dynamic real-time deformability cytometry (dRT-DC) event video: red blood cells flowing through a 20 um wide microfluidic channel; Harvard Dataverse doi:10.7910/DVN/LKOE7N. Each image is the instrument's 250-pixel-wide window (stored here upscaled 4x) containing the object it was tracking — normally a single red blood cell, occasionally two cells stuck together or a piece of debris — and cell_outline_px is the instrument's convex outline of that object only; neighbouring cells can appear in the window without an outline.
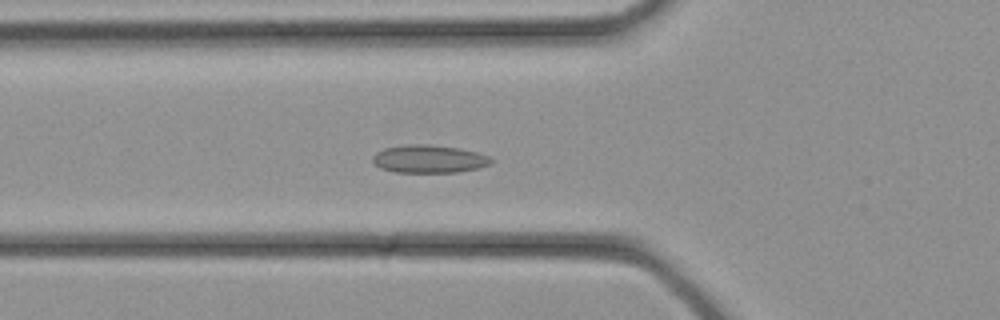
{"species": "common noctule bat (a hibernating species)", "species_latin": "Nyctalus noctula", "temperature_condition": "cold", "stored_images_in_passage": 34, "camera_frame_rate_fps": 3000, "um_per_image_px": 0.085, "animal": {"sex": "female", "body_mass_g": 21.9}, "frame": {"image": 1, "passage_image": 12, "time_ms": 3.667, "image_size_px": [1000, 320], "cell_outline_px": [[492, 164], [480, 168], [456, 172], [396, 172], [380, 168], [372, 160], [372, 156], [376, 152], [384, 148], [408, 144], [428, 144], [460, 148], [476, 152], [488, 156], [492, 160]], "centroid_in_image_um": [36.47, 13.51], "position_along_channel_um": 89.3, "area_um2": 19.31}}
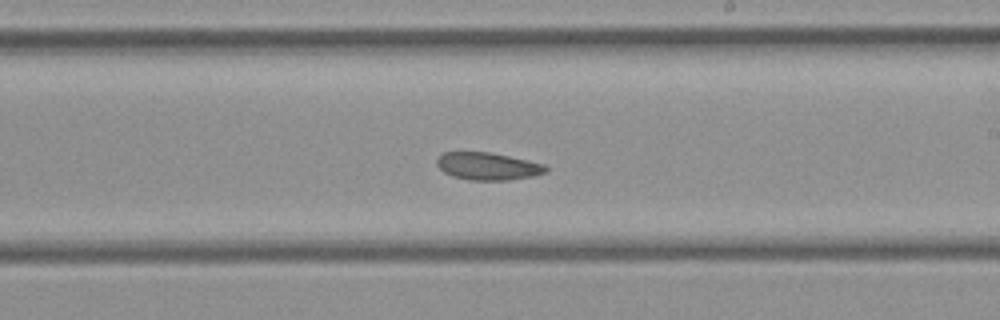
{"frame": {"image": 2, "passage_image": 20, "time_ms": 6.333, "image_size_px": [1000, 320], "cell_outline_px": [[548, 172], [532, 176], [508, 180], [468, 180], [452, 176], [444, 172], [436, 164], [436, 160], [444, 152], [492, 152], [544, 164], [548, 168]], "centroid_in_image_um": [41.46, 14.13], "position_along_channel_um": 247.5, "area_um2": 17.46}}
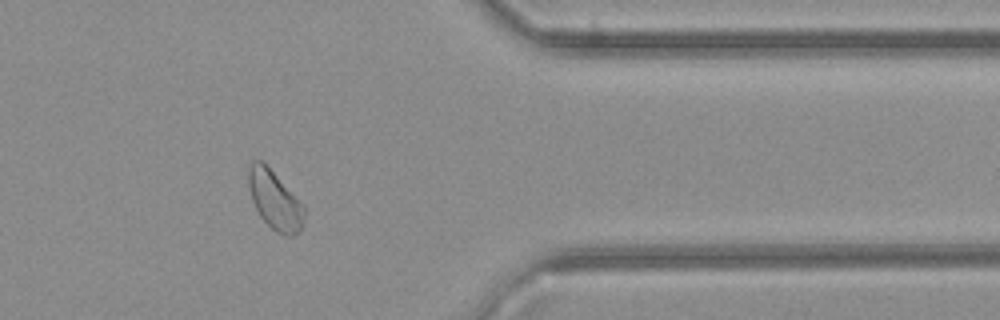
{"frame": {"image": 3, "passage_image": 28, "time_ms": 9.0, "image_size_px": [1000, 320], "cell_outline_px": [[304, 224], [292, 236], [284, 236], [276, 232], [260, 216], [252, 200], [248, 184], [248, 164], [252, 160], [260, 160], [300, 200], [304, 208]], "centroid_in_image_um": [23.34, 17.02], "position_along_channel_um": 388.1, "area_um2": 18.73}}